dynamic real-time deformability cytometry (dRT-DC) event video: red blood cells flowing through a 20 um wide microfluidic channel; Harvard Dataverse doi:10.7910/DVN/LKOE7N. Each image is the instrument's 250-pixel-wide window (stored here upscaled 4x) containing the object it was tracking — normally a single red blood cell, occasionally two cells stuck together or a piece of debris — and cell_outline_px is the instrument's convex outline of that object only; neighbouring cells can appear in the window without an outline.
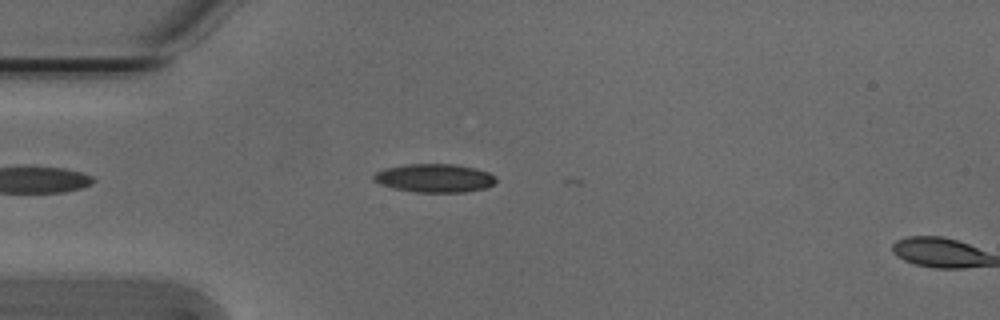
{"species": "Egyptian fruit bat (a non-hibernating species)", "species_latin": "Rousettus aegyptiacus", "temperature_condition": "cold", "stored_images_in_passage": 8, "camera_frame_rate_fps": 3000, "um_per_image_px": 0.085, "animal": {"sex": "male"}, "frame": {"image": 1, "passage_image": 7, "time_ms": 2.0, "image_size_px": [1000, 320], "cell_outline_px": [[496, 180], [488, 188], [464, 192], [416, 192], [396, 188], [380, 184], [372, 180], [372, 176], [376, 172], [384, 168], [404, 164], [456, 164], [476, 168], [488, 172], [496, 176]], "centroid_in_image_um": [36.94, 15.13], "position_along_channel_um": 48.1, "area_um2": 20.4}}